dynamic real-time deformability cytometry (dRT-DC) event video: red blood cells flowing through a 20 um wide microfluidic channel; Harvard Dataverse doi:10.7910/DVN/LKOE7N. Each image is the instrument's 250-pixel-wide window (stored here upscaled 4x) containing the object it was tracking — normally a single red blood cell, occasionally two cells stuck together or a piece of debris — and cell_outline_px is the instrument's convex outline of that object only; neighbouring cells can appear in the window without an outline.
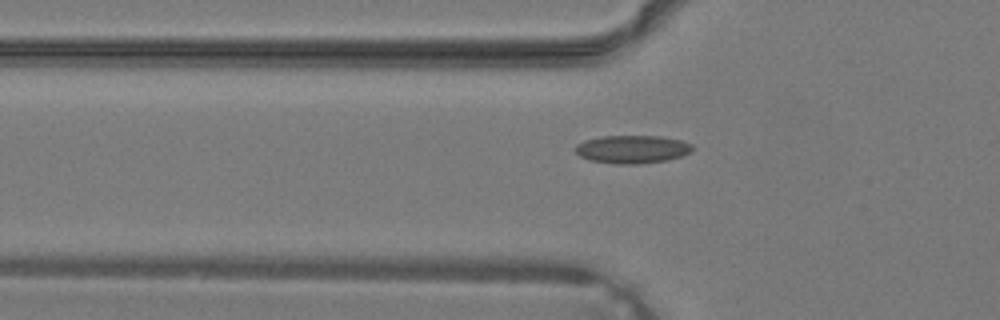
{"species": "common noctule bat (a hibernating species)", "species_latin": "Nyctalus noctula", "temperature_condition": "warm", "stored_images_in_passage": 28, "camera_frame_rate_fps": 3000, "um_per_image_px": 0.085, "animal": {"sex": "male", "body_mass_g": 19.2, "forearm_length_mm": 51.8}, "frame": {"image": 1, "passage_image": 4, "time_ms": 1.0, "image_size_px": [1000, 320], "cell_outline_px": [[692, 152], [668, 160], [640, 164], [616, 164], [588, 160], [580, 156], [572, 148], [576, 144], [584, 140], [604, 136], [660, 136], [680, 140], [692, 144]], "centroid_in_image_um": [53.7, 12.69], "position_along_channel_um": 72.1, "area_um2": 19.31}}
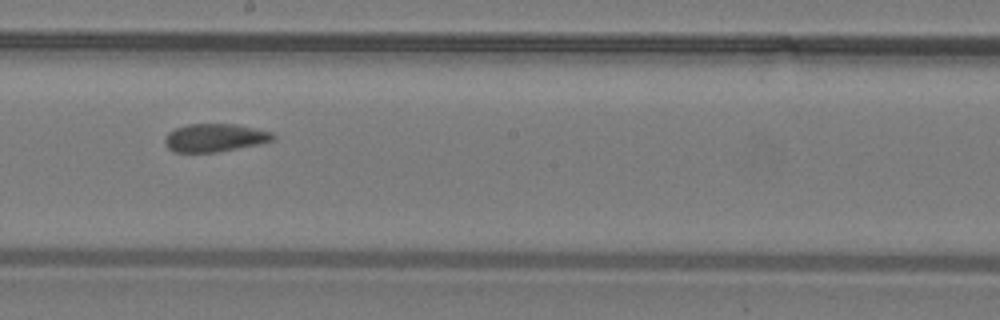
{"frame": {"image": 2, "passage_image": 13, "time_ms": 4.0, "image_size_px": [1000, 320], "cell_outline_px": [[276, 140], [260, 144], [216, 152], [172, 152], [168, 148], [164, 140], [164, 136], [168, 132], [176, 128], [188, 124], [236, 124], [272, 132], [276, 136]], "centroid_in_image_um": [18.27, 11.71], "position_along_channel_um": 229.9, "area_um2": 17.8}}
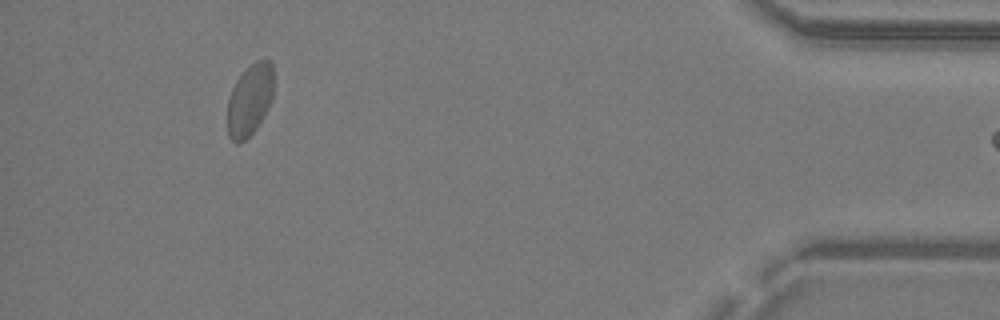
{"frame": {"image": 3, "passage_image": 27, "time_ms": 8.667, "image_size_px": [1000, 320], "cell_outline_px": [[272, 100], [264, 116], [256, 128], [244, 140], [236, 144], [228, 136], [228, 100], [232, 88], [236, 80], [256, 60], [268, 60], [272, 64]], "centroid_in_image_um": [21.22, 8.51], "position_along_channel_um": 414.0, "area_um2": 18.96}}